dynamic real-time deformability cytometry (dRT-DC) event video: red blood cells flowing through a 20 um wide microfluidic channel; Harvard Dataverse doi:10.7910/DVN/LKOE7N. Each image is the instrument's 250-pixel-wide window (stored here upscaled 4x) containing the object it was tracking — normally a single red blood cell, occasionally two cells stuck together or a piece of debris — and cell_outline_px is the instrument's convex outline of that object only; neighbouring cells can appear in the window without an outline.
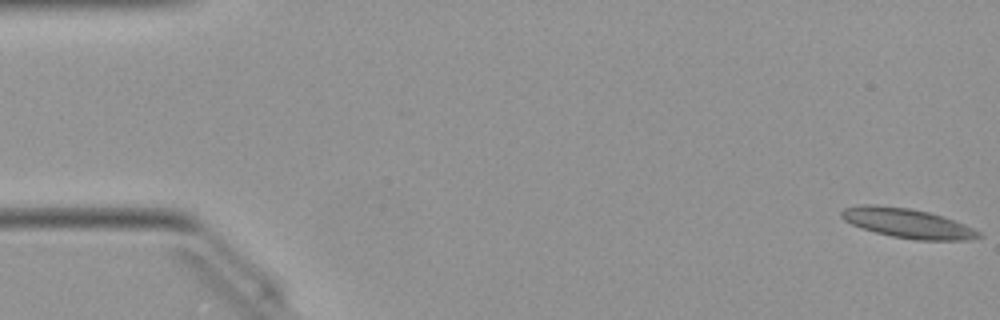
{"species": "Egyptian fruit bat (a non-hibernating species)", "species_latin": "Rousettus aegyptiacus", "temperature_condition": "warm", "stored_images_in_passage": 51, "camera_frame_rate_fps": 3000, "um_per_image_px": 0.085, "animal": {"sex": "female"}, "frame": {"image": 1, "passage_image": 1, "time_ms": 0.0, "image_size_px": [1000, 320], "cell_outline_px": [[984, 236], [968, 240], [916, 240], [892, 236], [876, 232], [852, 224], [844, 220], [840, 216], [840, 212], [844, 208], [860, 204], [876, 204], [908, 208], [928, 212], [944, 216], [964, 224], [980, 232]], "centroid_in_image_um": [77.14, 18.96], "position_along_channel_um": 7.9, "area_um2": 23.58}}
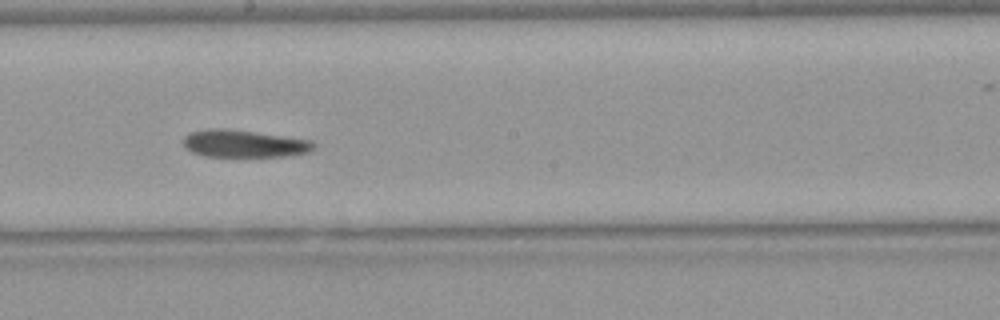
{"frame": {"image": 2, "passage_image": 28, "time_ms": 9.0, "image_size_px": [1000, 320], "cell_outline_px": [[316, 148], [312, 152], [292, 156], [204, 156], [192, 152], [184, 144], [184, 136], [192, 132], [208, 128], [224, 128], [312, 140], [316, 144]], "centroid_in_image_um": [20.82, 12.21], "position_along_channel_um": 227.4, "area_um2": 20.81}}
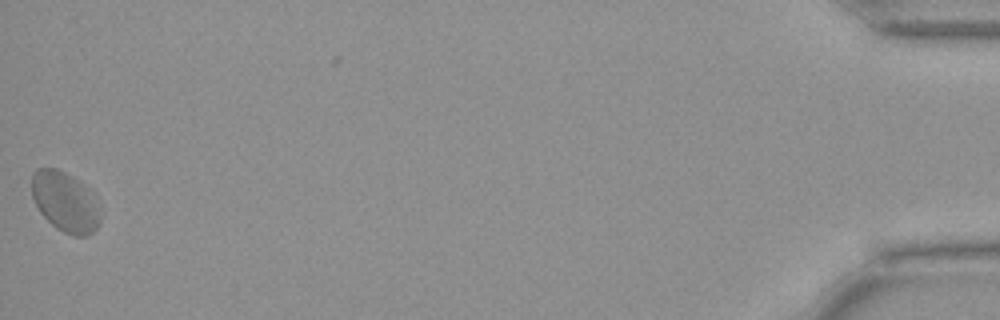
{"frame": {"image": 3, "passage_image": 51, "time_ms": 16.667, "image_size_px": [1000, 320], "cell_outline_px": [[100, 224], [88, 236], [72, 236], [56, 228], [40, 212], [32, 196], [32, 172], [36, 168], [56, 168], [64, 172], [88, 188], [92, 192], [100, 204]], "centroid_in_image_um": [5.56, 17.17], "position_along_channel_um": 429.6, "area_um2": 24.1}, "authors_computed_cell_mechanics": {"area_um2": 22.0218, "velocity_mm_per_s": 3.9816, "shape_relaxation_time_tau1_ms": 4.6895, "shape_relaxation_time_tau2_ms": 4.6008, "deformation_change_tau1": 0.0969, "deformation_change_tau2": 0.0991}}